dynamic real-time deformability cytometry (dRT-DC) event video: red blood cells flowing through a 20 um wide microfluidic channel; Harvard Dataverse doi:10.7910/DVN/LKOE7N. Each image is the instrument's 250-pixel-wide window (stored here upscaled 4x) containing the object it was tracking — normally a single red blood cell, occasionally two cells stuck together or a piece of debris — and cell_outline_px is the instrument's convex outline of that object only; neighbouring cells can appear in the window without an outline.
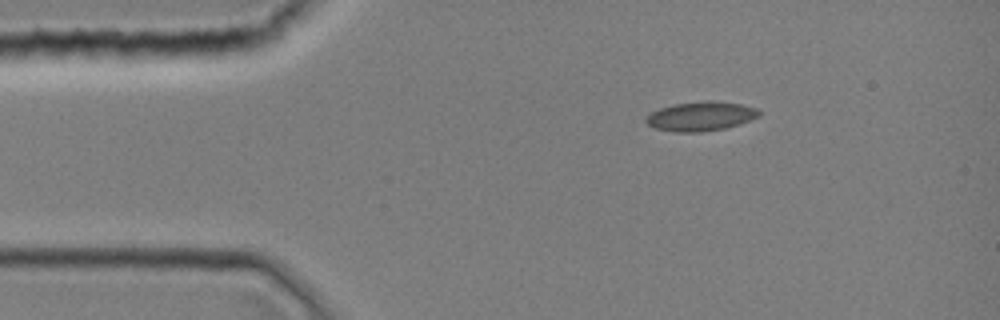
{"species": "common noctule bat (a hibernating species)", "species_latin": "Nyctalus noctula", "temperature_condition": "room temperature", "stored_images_in_passage": 2, "camera_frame_rate_fps": 3000, "um_per_image_px": 0.085, "animal": {"sex": "female", "body_mass_g": 19.0, "forearm_length_mm": 51.5}, "frame": {"image": 1, "passage_image": 1, "time_ms": 0.0, "image_size_px": [1000, 320], "cell_outline_px": [[760, 116], [740, 124], [724, 128], [700, 132], [676, 132], [656, 128], [648, 124], [644, 120], [652, 112], [660, 108], [672, 104], [704, 100], [716, 100], [740, 104], [756, 108], [760, 112]], "centroid_in_image_um": [59.58, 9.87], "position_along_channel_um": 25.4, "area_um2": 19.31}}